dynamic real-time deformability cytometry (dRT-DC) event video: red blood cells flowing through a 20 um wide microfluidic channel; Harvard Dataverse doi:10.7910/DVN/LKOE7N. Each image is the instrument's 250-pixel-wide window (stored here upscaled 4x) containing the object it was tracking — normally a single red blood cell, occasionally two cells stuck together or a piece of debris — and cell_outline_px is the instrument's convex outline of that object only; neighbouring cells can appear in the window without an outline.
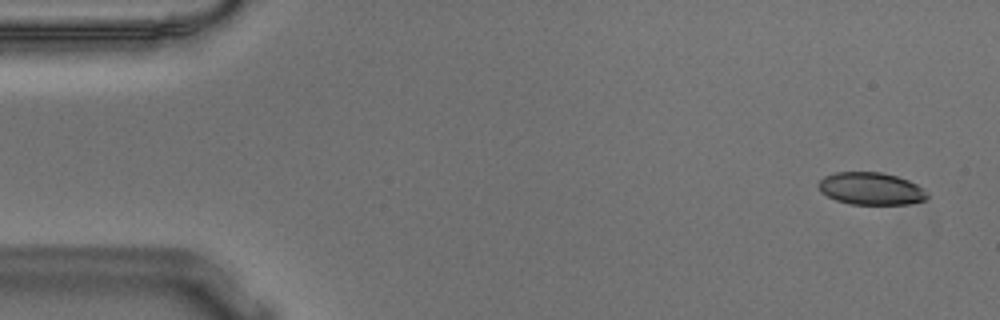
{"species": "Egyptian fruit bat (a non-hibernating species)", "species_latin": "Rousettus aegyptiacus", "temperature_condition": "warm", "stored_images_in_passage": 53, "camera_frame_rate_fps": 3000, "um_per_image_px": 0.085, "animal": {"sex": "male"}, "frame": {"image": 1, "passage_image": 3, "time_ms": 0.667, "image_size_px": [1000, 320], "cell_outline_px": [[928, 196], [924, 200], [908, 204], [848, 204], [836, 200], [820, 192], [816, 184], [824, 176], [836, 172], [880, 172], [896, 176], [908, 180], [924, 188], [928, 192]], "centroid_in_image_um": [74.01, 16.03], "position_along_channel_um": 11.0, "area_um2": 20.63}}
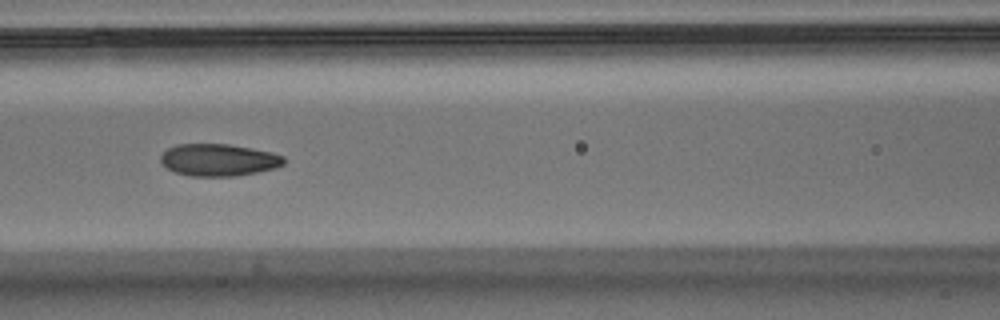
{"frame": {"image": 2, "passage_image": 24, "time_ms": 7.667, "image_size_px": [1000, 320], "cell_outline_px": [[284, 164], [276, 168], [236, 176], [188, 176], [176, 172], [168, 168], [160, 160], [160, 156], [168, 148], [176, 144], [228, 144], [252, 148], [272, 152], [284, 156]], "centroid_in_image_um": [18.6, 13.59], "position_along_channel_um": 148.0, "area_um2": 23.06}}
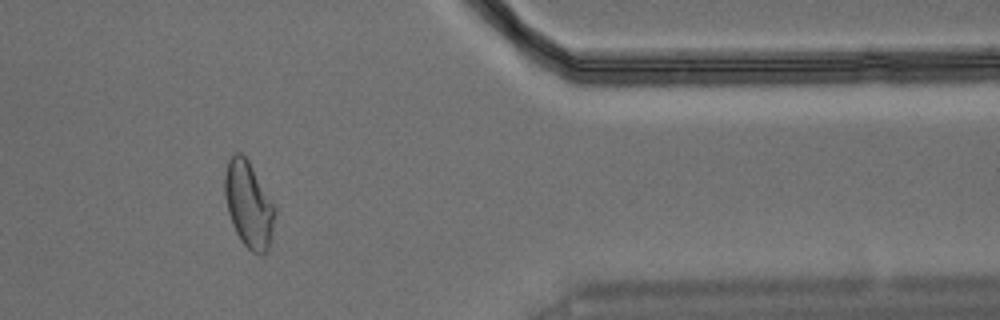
{"frame": {"image": 3, "passage_image": 46, "time_ms": 15.0, "image_size_px": [1000, 320], "cell_outline_px": [[276, 212], [268, 248], [264, 252], [252, 252], [240, 240], [236, 232], [228, 212], [224, 192], [224, 176], [228, 160], [232, 152], [240, 152], [248, 160], [276, 208]], "centroid_in_image_um": [21.11, 17.34], "position_along_channel_um": 390.3, "area_um2": 24.8}}